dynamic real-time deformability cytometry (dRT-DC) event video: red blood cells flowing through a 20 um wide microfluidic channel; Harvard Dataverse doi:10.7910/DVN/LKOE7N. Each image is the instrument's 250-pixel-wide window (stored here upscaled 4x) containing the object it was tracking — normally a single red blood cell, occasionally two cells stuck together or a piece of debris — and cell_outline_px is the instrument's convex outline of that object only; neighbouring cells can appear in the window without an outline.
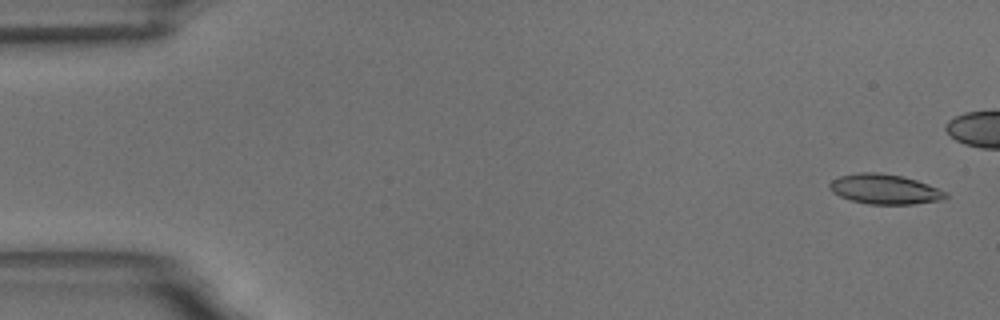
{"species": "common noctule bat (a hibernating species)", "species_latin": "Nyctalus noctula", "temperature_condition": "room temperature", "stored_images_in_passage": 46, "camera_frame_rate_fps": 3000, "um_per_image_px": 0.085, "animal": {"sex": "male", "body_mass_g": 18.8}, "frame": {"image": 1, "passage_image": 2, "time_ms": 0.333, "image_size_px": [1000, 320], "cell_outline_px": [[948, 196], [944, 200], [912, 204], [868, 204], [852, 200], [840, 196], [832, 192], [828, 188], [828, 184], [832, 180], [840, 176], [860, 172], [880, 172], [904, 176], [916, 180], [948, 192]], "centroid_in_image_um": [75.21, 16.07], "position_along_channel_um": 9.8, "area_um2": 20.35}}
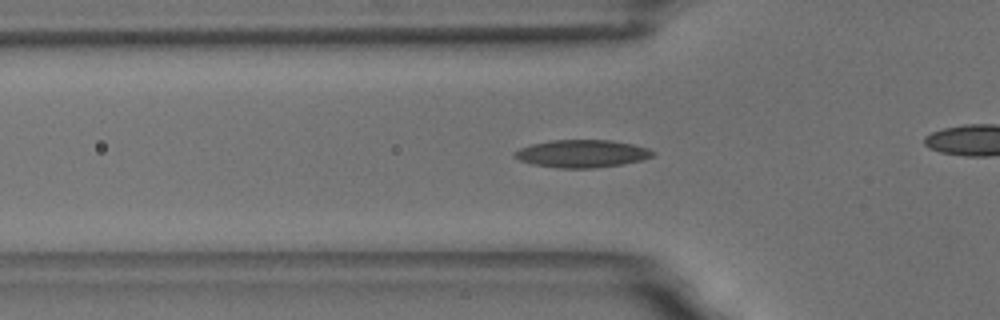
{"frame": {"image": 2, "passage_image": 19, "time_ms": 6.0, "image_size_px": [1000, 320], "cell_outline_px": [[656, 152], [652, 156], [640, 160], [624, 164], [596, 168], [556, 168], [532, 164], [520, 160], [512, 156], [512, 152], [520, 148], [532, 144], [552, 140], [612, 140], [632, 144], [648, 148]], "centroid_in_image_um": [49.44, 13.06], "position_along_channel_um": 76.4, "area_um2": 22.37}}
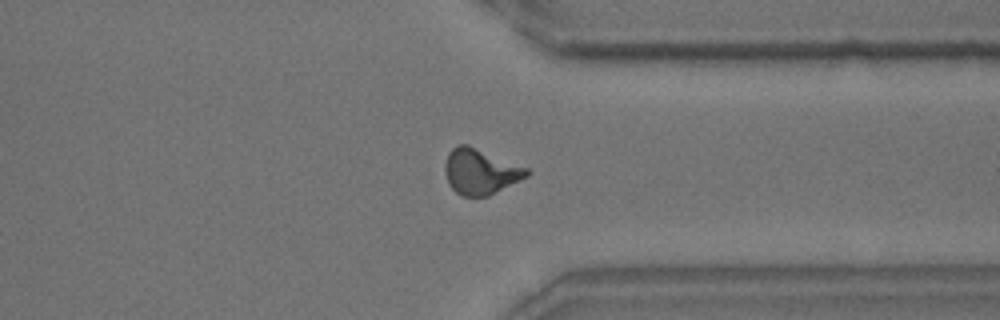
{"frame": {"image": 3, "passage_image": 44, "time_ms": 14.333, "image_size_px": [1000, 320], "cell_outline_px": [[532, 172], [528, 176], [488, 196], [460, 196], [448, 184], [444, 172], [444, 164], [448, 152], [456, 144], [468, 144], [528, 168]], "centroid_in_image_um": [40.81, 14.57], "position_along_channel_um": 370.6, "area_um2": 21.91}}